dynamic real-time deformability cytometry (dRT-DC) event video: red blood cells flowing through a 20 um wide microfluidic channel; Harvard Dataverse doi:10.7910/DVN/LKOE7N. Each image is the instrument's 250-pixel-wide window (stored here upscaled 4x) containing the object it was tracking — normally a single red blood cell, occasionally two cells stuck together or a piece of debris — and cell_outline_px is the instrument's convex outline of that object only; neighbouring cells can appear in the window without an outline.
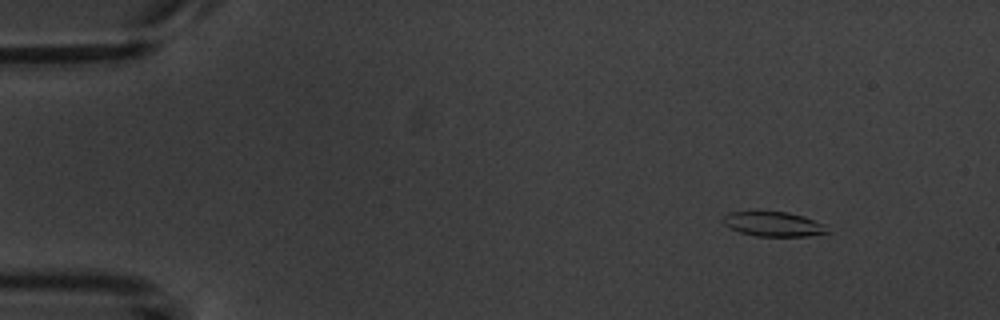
{"species": "common noctule bat (a hibernating species)", "species_latin": "Nyctalus noctula", "temperature_condition": "warm", "stored_images_in_passage": 6, "camera_frame_rate_fps": 3000, "um_per_image_px": 0.085, "animal": {"sex": "male", "body_mass_g": 20.1, "forearm_length_mm": 53.5}, "frame": {"image": 1, "passage_image": 2, "time_ms": 1.0, "image_size_px": [1000, 320], "cell_outline_px": [[832, 232], [808, 236], [756, 236], [740, 232], [728, 228], [720, 220], [728, 212], [788, 212], [804, 216], [824, 224]], "centroid_in_image_um": [65.75, 19.05], "position_along_channel_um": 19.3, "area_um2": 15.09}}